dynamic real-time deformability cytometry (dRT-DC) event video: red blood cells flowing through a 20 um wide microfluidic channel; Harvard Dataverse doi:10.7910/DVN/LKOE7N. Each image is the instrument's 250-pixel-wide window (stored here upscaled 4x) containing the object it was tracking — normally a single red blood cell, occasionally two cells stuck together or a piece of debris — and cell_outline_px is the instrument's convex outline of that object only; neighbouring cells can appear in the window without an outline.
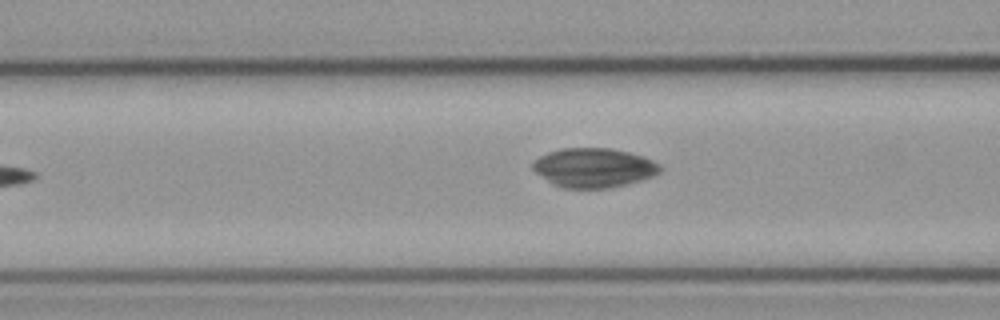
{"species": "common noctule bat (a hibernating species)", "species_latin": "Nyctalus noctula", "temperature_condition": "cold", "stored_images_in_passage": 28, "camera_frame_rate_fps": 3000, "um_per_image_px": 0.085, "animal": {"sex": "male", "body_mass_g": 23.1, "forearm_length_mm": 52.7}, "frame": {"image": 1, "passage_image": 4, "time_ms": 1.0, "image_size_px": [1000, 320], "cell_outline_px": [[660, 172], [652, 176], [640, 180], [608, 188], [564, 188], [552, 184], [536, 172], [532, 168], [532, 164], [540, 156], [548, 152], [560, 148], [612, 148], [644, 156], [660, 164]], "centroid_in_image_um": [50.46, 14.25], "position_along_channel_um": 116.1, "area_um2": 29.02}}
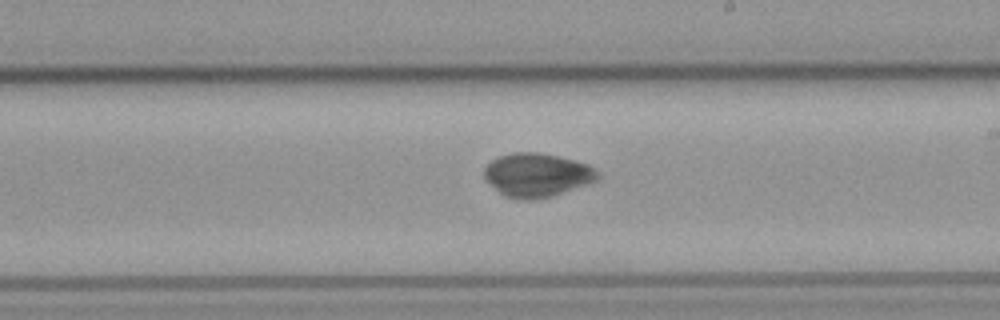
{"frame": {"image": 2, "passage_image": 14, "time_ms": 4.333, "image_size_px": [1000, 320], "cell_outline_px": [[600, 176], [596, 180], [536, 200], [520, 200], [504, 196], [484, 176], [484, 168], [492, 160], [500, 156], [512, 152], [536, 152], [576, 160], [588, 164]], "centroid_in_image_um": [45.61, 14.86], "position_along_channel_um": 243.4, "area_um2": 28.21}}
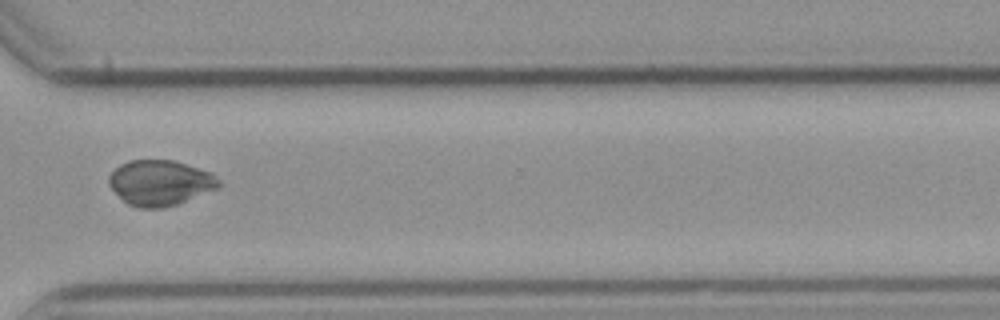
{"frame": {"image": 3, "passage_image": 23, "time_ms": 7.333, "image_size_px": [1000, 320], "cell_outline_px": [[220, 184], [216, 188], [176, 204], [164, 208], [136, 208], [128, 204], [108, 184], [108, 176], [120, 164], [128, 160], [172, 160], [212, 172]], "centroid_in_image_um": [13.57, 15.53], "position_along_channel_um": 357.0, "area_um2": 28.67}}